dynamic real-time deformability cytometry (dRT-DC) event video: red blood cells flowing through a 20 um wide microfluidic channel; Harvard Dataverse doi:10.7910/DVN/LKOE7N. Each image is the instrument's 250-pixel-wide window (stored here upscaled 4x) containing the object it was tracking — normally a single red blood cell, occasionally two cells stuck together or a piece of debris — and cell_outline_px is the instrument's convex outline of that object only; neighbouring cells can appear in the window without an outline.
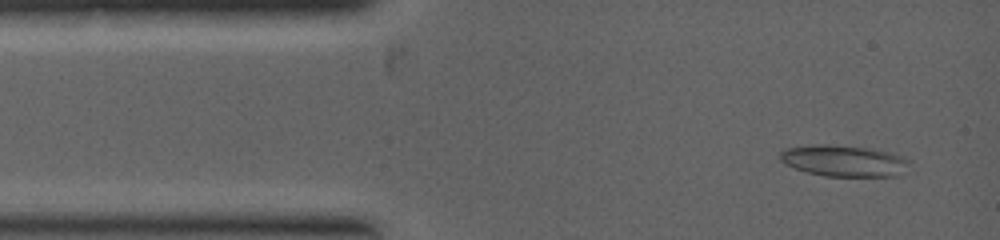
{"species": "common noctule bat (a hibernating species)", "species_latin": "Nyctalus noctula", "temperature_condition": "warm", "stored_images_in_passage": 5, "camera_frame_rate_fps": 5000, "um_per_image_px": 0.085, "animal": {"sex": "female", "body_mass_g": 19.0, "forearm_length_mm": 53.3}, "frame": {"image": 1, "passage_image": 1, "time_ms": 0.0, "image_size_px": [1000, 240], "cell_outline_px": [[908, 160], [900, 176], [824, 176], [808, 172], [784, 164], [780, 160], [780, 152], [784, 148], [816, 144], [828, 144], [864, 148], [888, 152], [904, 156]], "centroid_in_image_um": [71.67, 13.67], "position_along_channel_um": 13.3, "area_um2": 23.35}}
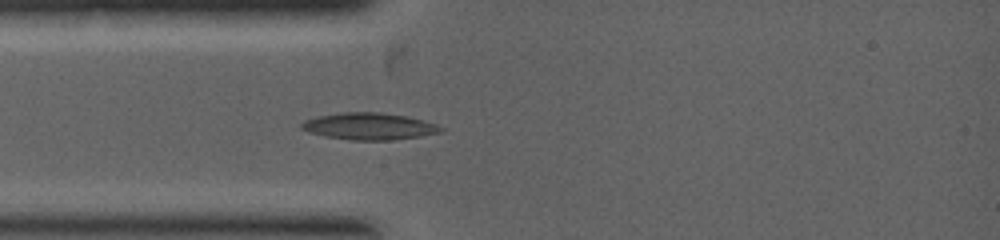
{"frame": {"image": 2, "passage_image": 5, "time_ms": 1.4, "image_size_px": [1000, 240], "cell_outline_px": [[444, 132], [420, 136], [388, 140], [348, 140], [324, 136], [308, 132], [300, 128], [300, 124], [304, 120], [320, 116], [344, 112], [380, 112], [408, 116], [424, 120], [436, 124], [444, 128]], "centroid_in_image_um": [31.39, 10.73], "position_along_channel_um": 53.6, "area_um2": 21.91}}